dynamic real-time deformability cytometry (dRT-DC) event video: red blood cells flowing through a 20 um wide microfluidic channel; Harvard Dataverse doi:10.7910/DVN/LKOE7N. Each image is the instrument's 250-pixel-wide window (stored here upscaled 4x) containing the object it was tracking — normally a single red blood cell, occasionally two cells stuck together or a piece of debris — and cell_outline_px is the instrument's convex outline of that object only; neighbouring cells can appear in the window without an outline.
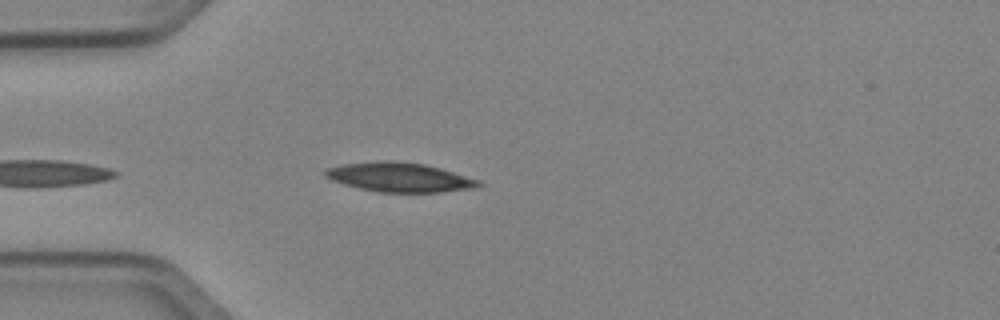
{"species": "Egyptian fruit bat (a non-hibernating species)", "species_latin": "Rousettus aegyptiacus", "temperature_condition": "cold", "stored_images_in_passage": 4, "camera_frame_rate_fps": 3000, "um_per_image_px": 0.085, "animal": {"sex": "female"}, "frame": {"image": 1, "passage_image": 4, "time_ms": 1.0, "image_size_px": [1000, 320], "cell_outline_px": [[484, 184], [476, 188], [440, 192], [380, 192], [360, 188], [344, 184], [332, 180], [324, 176], [324, 172], [328, 168], [344, 164], [380, 160], [392, 160], [424, 164], [440, 168], [480, 180]], "centroid_in_image_um": [33.99, 15.06], "position_along_channel_um": 51.0, "area_um2": 26.13}}